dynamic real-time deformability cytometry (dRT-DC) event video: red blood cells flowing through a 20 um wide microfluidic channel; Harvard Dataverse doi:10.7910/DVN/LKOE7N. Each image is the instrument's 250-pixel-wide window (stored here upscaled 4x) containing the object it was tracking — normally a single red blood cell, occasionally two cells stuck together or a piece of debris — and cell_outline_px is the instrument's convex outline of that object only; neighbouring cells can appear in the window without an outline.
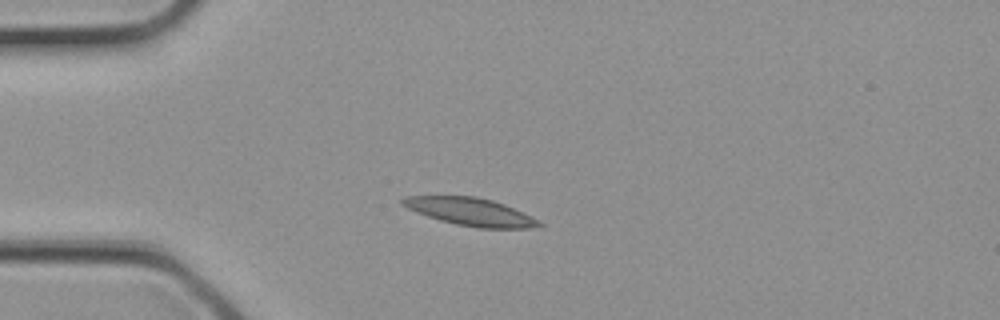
{"species": "common noctule bat (a hibernating species)", "species_latin": "Nyctalus noctula", "temperature_condition": "cold", "stored_images_in_passage": 2, "camera_frame_rate_fps": 3000, "um_per_image_px": 0.085, "animal": {"sex": "female", "body_mass_g": 21.9}, "frame": {"image": 1, "passage_image": 2, "time_ms": 0.333, "image_size_px": [1000, 320], "cell_outline_px": [[544, 224], [528, 228], [480, 228], [456, 224], [440, 220], [428, 216], [408, 208], [400, 204], [400, 200], [404, 196], [476, 196], [492, 200], [504, 204], [532, 216], [540, 220]], "centroid_in_image_um": [40.0, 17.99], "position_along_channel_um": 45.0, "area_um2": 21.91}}